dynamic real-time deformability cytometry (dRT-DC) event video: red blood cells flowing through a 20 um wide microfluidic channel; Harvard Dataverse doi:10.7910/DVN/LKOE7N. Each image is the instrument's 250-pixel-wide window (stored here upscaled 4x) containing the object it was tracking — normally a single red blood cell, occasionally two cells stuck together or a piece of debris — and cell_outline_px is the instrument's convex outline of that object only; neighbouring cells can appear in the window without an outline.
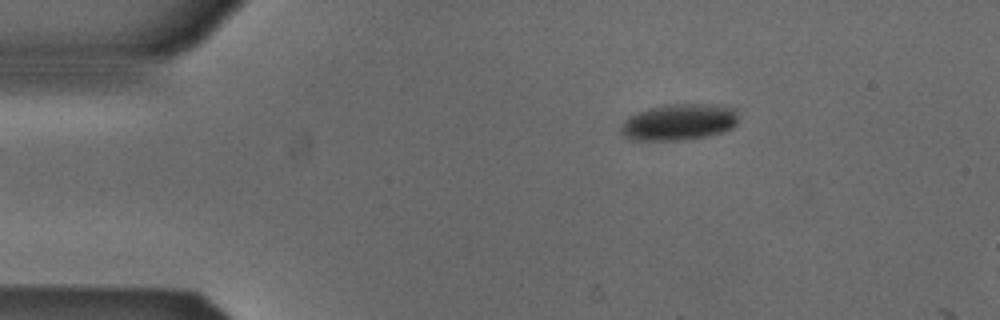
{"species": "Egyptian fruit bat (a non-hibernating species)", "species_latin": "Rousettus aegyptiacus", "temperature_condition": "cold", "stored_images_in_passage": 2, "camera_frame_rate_fps": 3000, "um_per_image_px": 0.085, "animal": {"sex": "male"}, "frame": {"image": 1, "passage_image": 1, "time_ms": 0.0, "image_size_px": [1000, 320], "cell_outline_px": [[740, 116], [736, 124], [732, 128], [720, 132], [704, 136], [676, 140], [632, 140], [624, 136], [620, 132], [620, 128], [624, 120], [628, 116], [636, 112], [648, 108], [664, 104], [720, 104], [736, 108]], "centroid_in_image_um": [57.72, 10.35], "position_along_channel_um": 27.3, "area_um2": 25.2}}